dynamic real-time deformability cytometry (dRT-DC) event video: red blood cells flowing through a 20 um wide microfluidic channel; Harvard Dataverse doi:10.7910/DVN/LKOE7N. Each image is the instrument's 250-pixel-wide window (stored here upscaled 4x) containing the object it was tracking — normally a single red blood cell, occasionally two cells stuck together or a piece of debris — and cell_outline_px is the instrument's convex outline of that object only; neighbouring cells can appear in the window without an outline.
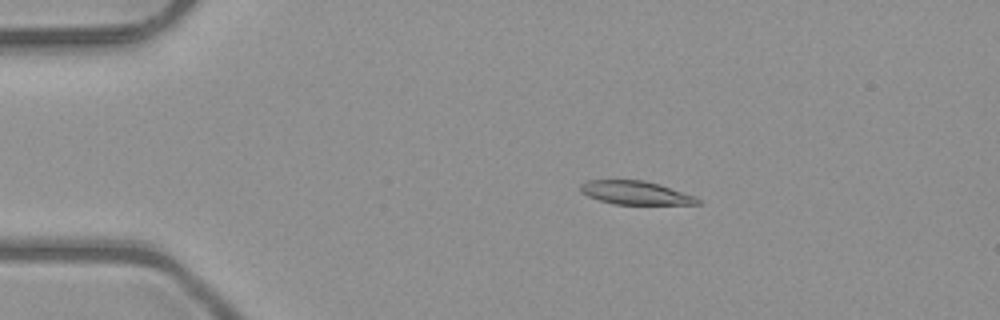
{"species": "common noctule bat (a hibernating species)", "species_latin": "Nyctalus noctula", "temperature_condition": "room temperature", "stored_images_in_passage": 51, "camera_frame_rate_fps": 3000, "um_per_image_px": 0.085, "animal": {"sex": "male", "body_mass_g": 23.1, "forearm_length_mm": 52.7}, "frame": {"image": 1, "passage_image": 10, "time_ms": 3.0, "image_size_px": [1000, 320], "cell_outline_px": [[700, 204], [616, 204], [600, 200], [588, 196], [580, 192], [580, 184], [588, 180], [644, 180], [660, 184], [696, 196], [700, 200]], "centroid_in_image_um": [54.03, 16.38], "position_along_channel_um": 31.0, "area_um2": 16.01}}
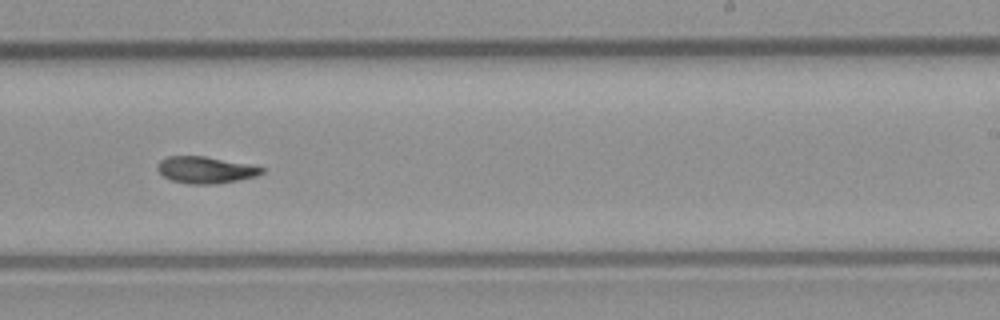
{"frame": {"image": 2, "passage_image": 32, "time_ms": 10.333, "image_size_px": [1000, 320], "cell_outline_px": [[264, 172], [256, 176], [216, 184], [188, 184], [172, 180], [164, 176], [156, 168], [156, 164], [160, 160], [168, 156], [204, 156], [264, 168]], "centroid_in_image_um": [17.41, 14.44], "position_along_channel_um": 271.6, "area_um2": 15.95}}
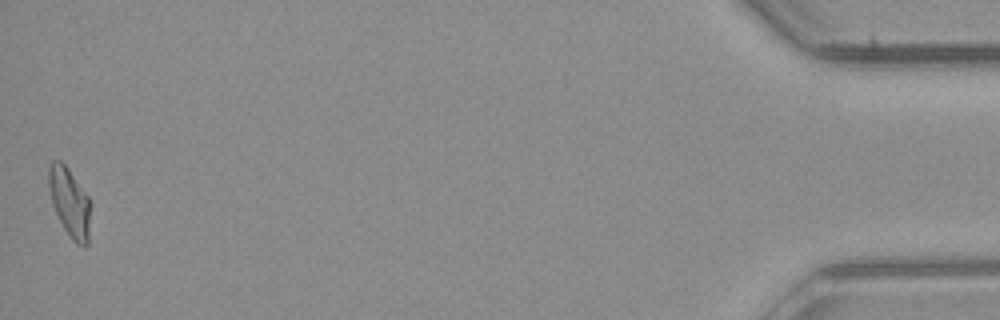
{"frame": {"image": 3, "passage_image": 51, "time_ms": 16.667, "image_size_px": [1000, 320], "cell_outline_px": [[88, 244], [84, 248], [76, 244], [72, 240], [64, 228], [52, 204], [48, 184], [48, 164], [52, 160], [60, 160], [68, 168], [88, 196]], "centroid_in_image_um": [5.88, 17.17], "position_along_channel_um": 429.3, "area_um2": 16.47}, "authors_computed_cell_mechanics": {"area_um2": 16.4152, "velocity_mm_per_s": 4.0437, "shape_relaxation_time_tau1_ms": 7.6207, "shape_relaxation_time_tau2_ms": 3.63, "deformation_change_tau1": 0.2356, "deformation_change_tau2": 0.1054}}